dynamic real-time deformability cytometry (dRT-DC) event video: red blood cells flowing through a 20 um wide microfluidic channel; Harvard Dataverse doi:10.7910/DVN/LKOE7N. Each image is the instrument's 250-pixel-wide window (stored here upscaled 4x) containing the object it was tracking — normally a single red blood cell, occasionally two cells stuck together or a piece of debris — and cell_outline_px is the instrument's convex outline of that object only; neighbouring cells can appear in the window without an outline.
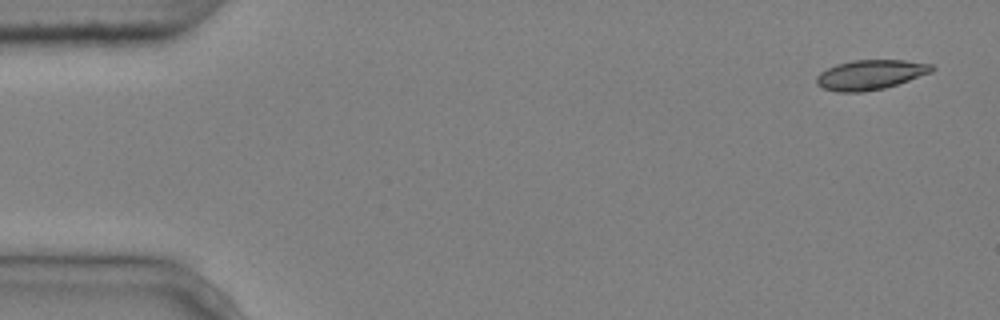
{"species": "common noctule bat (a hibernating species)", "species_latin": "Nyctalus noctula", "temperature_condition": "cold", "stored_images_in_passage": 4, "camera_frame_rate_fps": 3000, "um_per_image_px": 0.085, "animal": {"sex": "male", "body_mass_g": 20.4}, "frame": {"image": 1, "passage_image": 1, "time_ms": 0.0, "image_size_px": [1000, 320], "cell_outline_px": [[936, 68], [932, 72], [884, 88], [864, 92], [836, 92], [824, 88], [816, 84], [816, 76], [820, 72], [836, 64], [852, 60], [904, 60], [932, 64]], "centroid_in_image_um": [73.96, 6.35], "position_along_channel_um": 11.0, "area_um2": 20.0}}
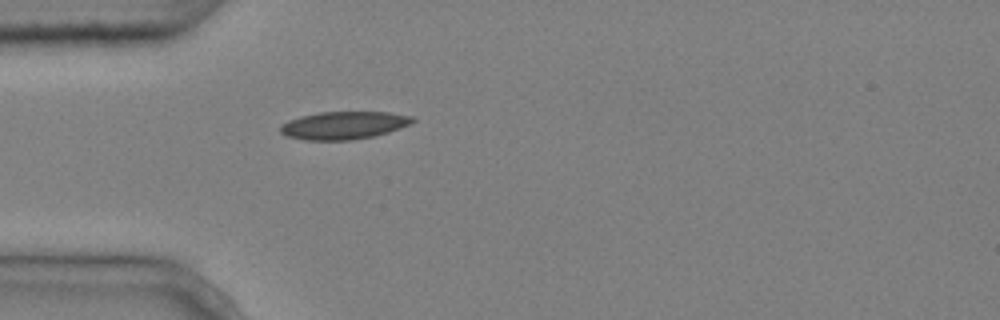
{"frame": {"image": 2, "passage_image": 4, "time_ms": 1.0, "image_size_px": [1000, 320], "cell_outline_px": [[416, 120], [412, 124], [388, 132], [372, 136], [352, 140], [304, 140], [288, 136], [280, 132], [280, 124], [288, 120], [300, 116], [320, 112], [388, 112], [412, 116]], "centroid_in_image_um": [29.22, 10.65], "position_along_channel_um": 55.8, "area_um2": 21.44}}